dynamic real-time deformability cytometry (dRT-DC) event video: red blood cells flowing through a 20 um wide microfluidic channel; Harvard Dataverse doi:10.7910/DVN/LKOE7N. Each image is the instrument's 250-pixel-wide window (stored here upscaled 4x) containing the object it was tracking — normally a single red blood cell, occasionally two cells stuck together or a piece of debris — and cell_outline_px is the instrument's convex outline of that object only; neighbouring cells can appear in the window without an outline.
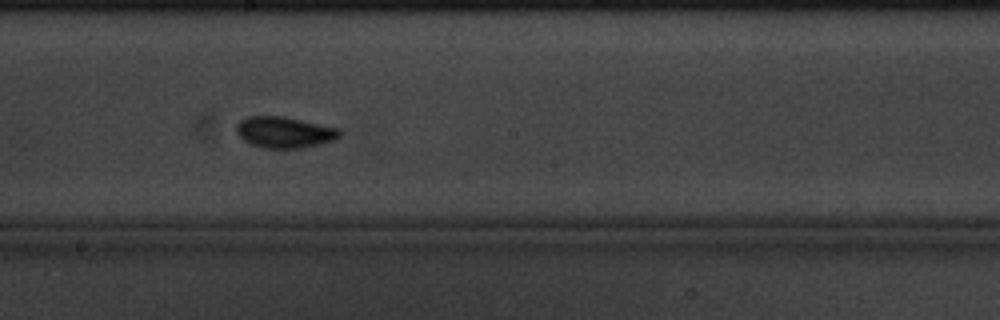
{"species": "common noctule bat (a hibernating species)", "species_latin": "Nyctalus noctula", "temperature_condition": "cold", "stored_images_in_passage": 50, "camera_frame_rate_fps": 3000, "um_per_image_px": 0.085, "animal": {"sex": "male", "body_mass_g": 20.1, "forearm_length_mm": 53.5}, "frame": {"image": 1, "passage_image": 22, "time_ms": 7.0, "image_size_px": [1000, 320], "cell_outline_px": [[340, 136], [332, 140], [320, 144], [300, 148], [264, 148], [252, 144], [244, 140], [236, 132], [236, 124], [240, 120], [248, 116], [284, 116], [340, 128]], "centroid_in_image_um": [24.17, 11.23], "position_along_channel_um": 224.0, "area_um2": 18.73}, "authors_computed_cell_mechanics": {"area_um2": 16.9354, "velocity_mm_per_s": 3.2444, "shape_relaxation_time_tau1_ms": 2.6493, "shape_relaxation_time_tau2_ms": 2.2176, "deformation_change_tau1": 0.1061, "deformation_change_tau2": 0.0727}}